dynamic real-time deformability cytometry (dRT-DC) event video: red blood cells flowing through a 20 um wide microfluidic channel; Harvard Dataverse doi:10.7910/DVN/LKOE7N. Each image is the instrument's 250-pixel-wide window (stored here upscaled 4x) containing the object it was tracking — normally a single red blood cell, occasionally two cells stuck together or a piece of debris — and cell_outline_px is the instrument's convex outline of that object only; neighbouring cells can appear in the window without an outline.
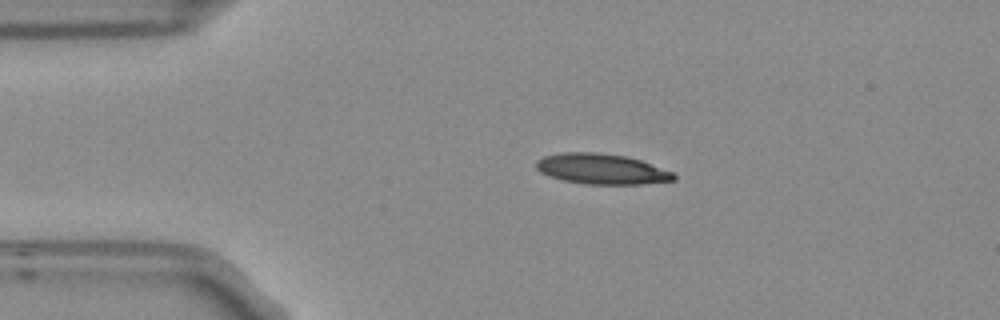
{"species": "Egyptian fruit bat (a non-hibernating species)", "species_latin": "Rousettus aegyptiacus", "temperature_condition": "room temperature", "stored_images_in_passage": 3, "camera_frame_rate_fps": 3000, "um_per_image_px": 0.085, "frame": {"image": 1, "passage_image": 2, "time_ms": 0.333, "image_size_px": [1000, 320], "cell_outline_px": [[676, 180], [640, 184], [584, 184], [564, 180], [548, 176], [540, 172], [536, 168], [536, 160], [544, 156], [560, 152], [596, 152], [628, 156], [640, 160], [672, 172], [676, 176]], "centroid_in_image_um": [51.1, 14.35], "position_along_channel_um": 33.9, "area_um2": 24.45}}